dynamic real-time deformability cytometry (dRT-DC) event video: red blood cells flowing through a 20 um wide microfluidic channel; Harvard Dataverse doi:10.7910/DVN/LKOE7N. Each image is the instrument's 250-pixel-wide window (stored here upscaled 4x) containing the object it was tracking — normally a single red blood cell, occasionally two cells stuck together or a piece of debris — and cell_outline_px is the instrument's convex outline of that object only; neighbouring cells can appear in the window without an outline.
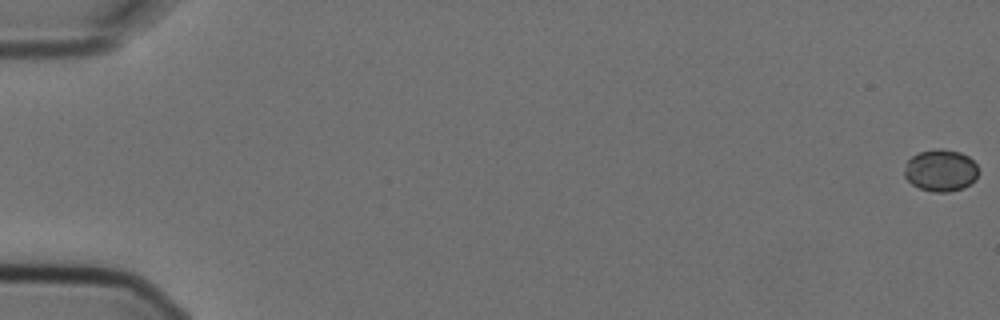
{"species": "Egyptian fruit bat (a non-hibernating species)", "species_latin": "Rousettus aegyptiacus", "temperature_condition": "cold", "stored_images_in_passage": 10, "camera_frame_rate_fps": 3000, "um_per_image_px": 0.085, "animal": {"sex": "female"}, "frame": {"image": 1, "passage_image": 1, "time_ms": 0.0, "image_size_px": [1000, 320], "cell_outline_px": [[976, 180], [964, 188], [948, 192], [932, 192], [920, 188], [912, 184], [904, 176], [904, 168], [908, 160], [912, 156], [920, 152], [936, 148], [944, 148], [960, 152], [968, 156], [976, 164]], "centroid_in_image_um": [79.95, 14.48], "position_along_channel_um": 5.1, "area_um2": 18.15}}
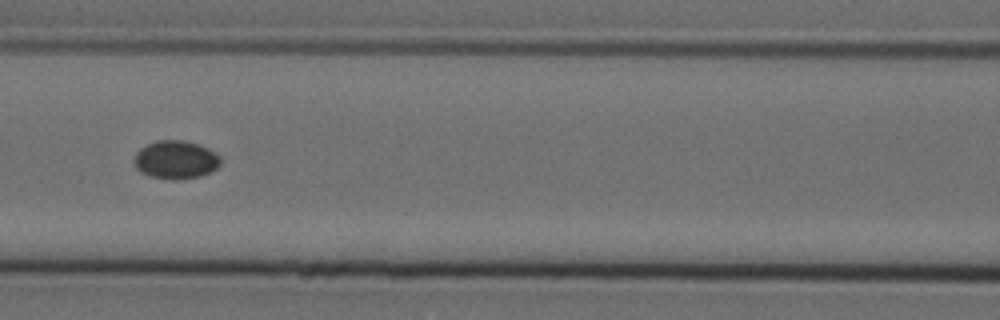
{"frame": {"image": 2, "passage_image": 6, "time_ms": 1.667, "image_size_px": [1000, 320], "cell_outline_px": [[220, 164], [212, 172], [200, 176], [176, 180], [152, 176], [140, 172], [136, 168], [136, 152], [140, 148], [156, 140], [184, 140], [200, 144], [208, 148], [220, 156]], "centroid_in_image_um": [14.97, 13.57], "position_along_channel_um": 151.6, "area_um2": 19.19}}
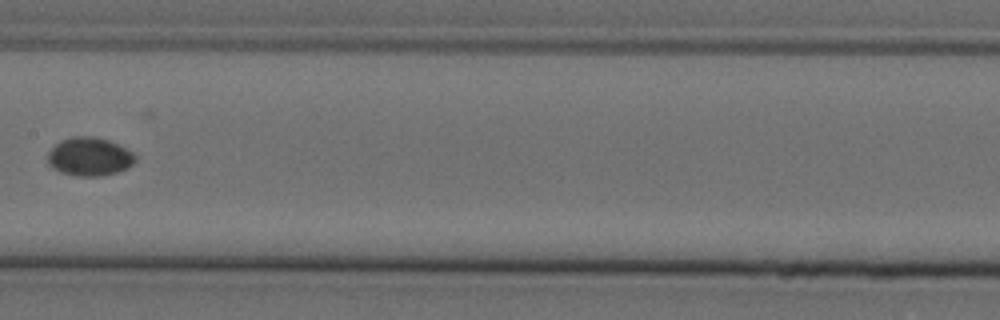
{"frame": {"image": 3, "passage_image": 7, "time_ms": 2.0, "image_size_px": [1000, 320], "cell_outline_px": [[136, 160], [128, 168], [116, 172], [100, 176], [76, 176], [60, 172], [52, 168], [48, 164], [48, 152], [60, 140], [72, 136], [96, 136], [108, 140], [132, 152], [136, 156]], "centroid_in_image_um": [7.58, 13.31], "position_along_channel_um": 199.8, "area_um2": 19.65}}